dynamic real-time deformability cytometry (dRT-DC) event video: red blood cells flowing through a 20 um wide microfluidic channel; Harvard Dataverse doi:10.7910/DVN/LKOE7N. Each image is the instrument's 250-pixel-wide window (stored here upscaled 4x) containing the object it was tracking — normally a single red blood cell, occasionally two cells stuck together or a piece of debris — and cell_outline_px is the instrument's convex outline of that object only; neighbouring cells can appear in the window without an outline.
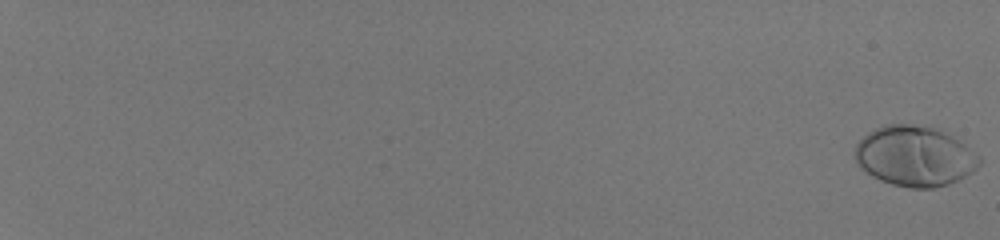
{"species": "human", "species_latin": "Homo sapiens", "temperature_condition": "room temperature", "stored_images_in_passage": 57, "camera_frame_rate_fps": 3000, "um_per_image_px": 0.085, "donor": {"sex": "male"}, "frame": {"image": 1, "passage_image": 1, "time_ms": 0.0, "image_size_px": [1000, 240], "cell_outline_px": [[984, 160], [972, 172], [960, 180], [948, 184], [932, 188], [912, 188], [892, 184], [880, 180], [872, 176], [860, 168], [856, 164], [852, 152], [856, 144], [868, 132], [884, 124], [912, 124], [940, 128], [964, 144], [980, 156]], "centroid_in_image_um": [77.74, 13.27], "position_along_channel_um": 7.3, "area_um2": 44.22}}
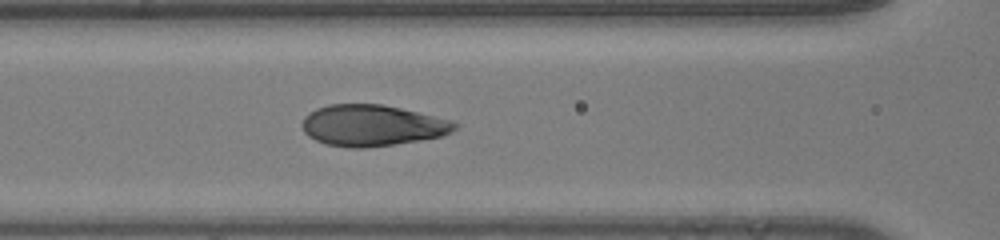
{"frame": {"image": 2, "passage_image": 32, "time_ms": 10.333, "image_size_px": [1000, 240], "cell_outline_px": [[460, 124], [452, 132], [440, 136], [392, 144], [364, 148], [348, 148], [328, 144], [316, 140], [308, 136], [304, 132], [300, 124], [304, 116], [308, 112], [316, 108], [328, 104], [384, 104], [452, 120]], "centroid_in_image_um": [31.6, 10.65], "position_along_channel_um": 135.0, "area_um2": 36.7}}
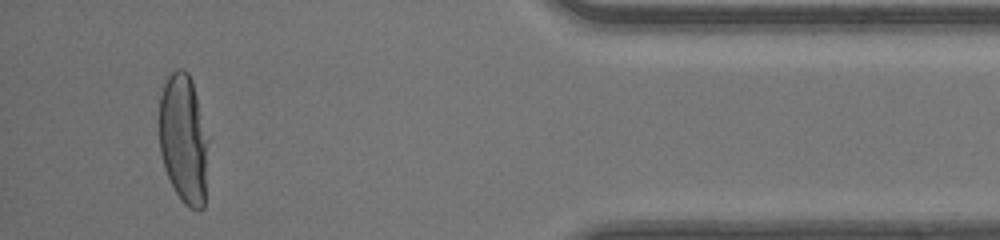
{"frame": {"image": 3, "passage_image": 55, "time_ms": 18.0, "image_size_px": [1000, 240], "cell_outline_px": [[208, 140], [204, 208], [192, 208], [184, 204], [180, 200], [164, 168], [160, 152], [160, 96], [168, 72], [176, 68], [184, 68], [188, 72], [192, 80]], "centroid_in_image_um": [15.59, 11.77], "position_along_channel_um": 419.6, "area_um2": 36.93}, "authors_computed_cell_mechanics": {"area_um2": 38.0324, "velocity_mm_per_s": 4.1494, "shape_relaxation_time_tau1_ms": 4.1257, "shape_relaxation_time_tau2_ms": null, "deformation_change_tau1": 0.2256, "deformation_change_tau2": null}}